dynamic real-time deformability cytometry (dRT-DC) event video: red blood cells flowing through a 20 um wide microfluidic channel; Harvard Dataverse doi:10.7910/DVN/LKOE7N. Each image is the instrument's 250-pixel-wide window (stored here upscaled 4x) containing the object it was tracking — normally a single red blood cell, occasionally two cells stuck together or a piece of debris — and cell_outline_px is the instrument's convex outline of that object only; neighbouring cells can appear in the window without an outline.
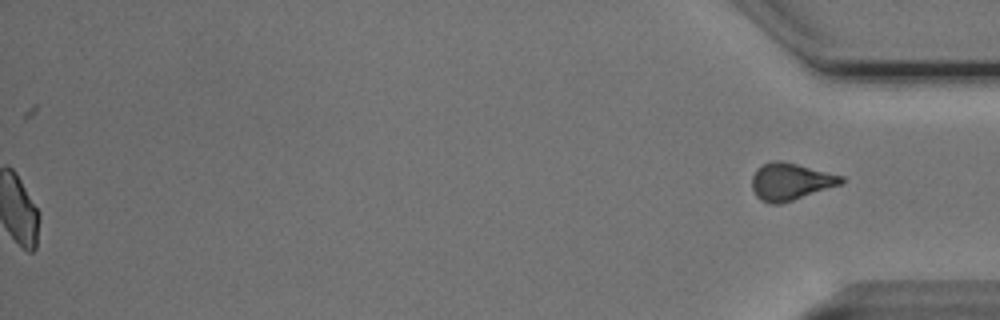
{"species": "Egyptian fruit bat (a non-hibernating species)", "species_latin": "Rousettus aegyptiacus", "temperature_condition": "cold", "stored_images_in_passage": 55, "segment_of_instrument_passage": [2, 2], "camera_frame_rate_fps": 3000, "um_per_image_px": 0.085, "animal": {"sex": "male"}, "frame": {"image": 1, "passage_image": 55, "time_ms": 18.0, "image_size_px": [1000, 320], "cell_outline_px": [[844, 184], [780, 204], [772, 204], [760, 200], [756, 196], [752, 188], [752, 176], [756, 168], [764, 164], [776, 160], [784, 160], [844, 176]], "centroid_in_image_um": [67.21, 15.43], "position_along_channel_um": 368.0, "area_um2": 19.59}}